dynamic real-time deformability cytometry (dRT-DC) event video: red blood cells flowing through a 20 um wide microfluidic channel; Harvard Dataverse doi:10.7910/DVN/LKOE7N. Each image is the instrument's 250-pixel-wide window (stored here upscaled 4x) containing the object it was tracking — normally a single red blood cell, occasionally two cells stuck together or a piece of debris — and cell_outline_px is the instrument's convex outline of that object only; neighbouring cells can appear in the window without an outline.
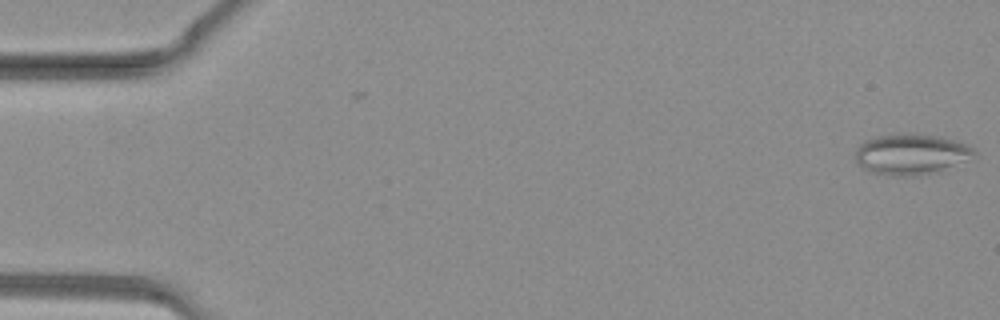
{"species": "common noctule bat (a hibernating species)", "species_latin": "Nyctalus noctula", "temperature_condition": "warm", "stored_images_in_passage": 38, "camera_frame_rate_fps": 3000, "um_per_image_px": 0.085, "animal": {"sex": "female", "body_mass_g": 19.3, "forearm_length_mm": 54.1}, "frame": {"image": 1, "passage_image": 1, "time_ms": 0.0, "image_size_px": [1000, 320], "cell_outline_px": [[976, 156], [940, 172], [904, 176], [888, 176], [868, 172], [856, 160], [856, 148], [864, 140], [876, 136], [892, 132], [916, 132], [940, 136], [956, 140], [972, 148], [976, 152]], "centroid_in_image_um": [77.43, 13.08], "position_along_channel_um": 7.6, "area_um2": 28.96}}
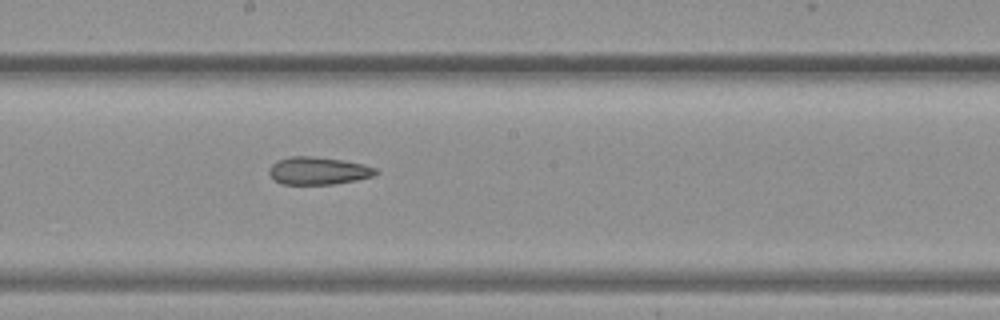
{"frame": {"image": 2, "passage_image": 21, "time_ms": 6.667, "image_size_px": [1000, 320], "cell_outline_px": [[380, 172], [372, 176], [356, 180], [332, 184], [284, 184], [272, 180], [268, 172], [268, 168], [276, 160], [288, 156], [312, 156], [344, 160], [364, 164], [376, 168]], "centroid_in_image_um": [27.02, 14.5], "position_along_channel_um": 221.2, "area_um2": 17.4}}
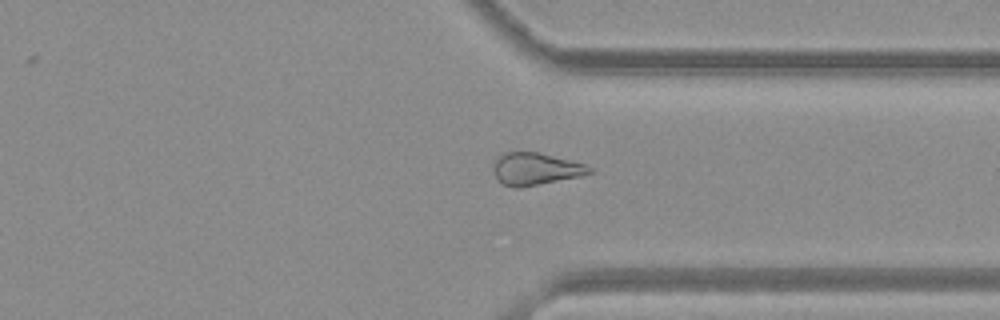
{"frame": {"image": 3, "passage_image": 29, "time_ms": 9.333, "image_size_px": [1000, 320], "cell_outline_px": [[592, 172], [580, 176], [520, 188], [516, 188], [504, 184], [496, 176], [492, 168], [496, 160], [504, 152], [536, 152], [584, 164], [592, 168]], "centroid_in_image_um": [45.5, 14.36], "position_along_channel_um": 365.9, "area_um2": 17.63}}